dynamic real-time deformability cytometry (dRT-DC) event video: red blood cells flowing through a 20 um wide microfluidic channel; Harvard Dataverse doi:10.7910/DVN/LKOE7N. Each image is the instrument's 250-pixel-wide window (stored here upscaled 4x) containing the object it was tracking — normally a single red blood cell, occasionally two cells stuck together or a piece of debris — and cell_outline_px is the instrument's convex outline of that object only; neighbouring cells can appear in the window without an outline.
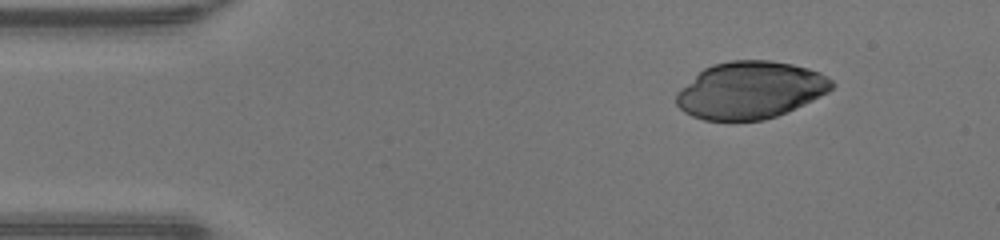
{"species": "human", "species_latin": "Homo sapiens", "temperature_condition": "warm", "stored_images_in_passage": 43, "camera_frame_rate_fps": 3000, "um_per_image_px": 0.085, "donor": {"sex": "male"}, "frame": {"image": 1, "passage_image": 1, "time_ms": 0.0, "image_size_px": [1000, 240], "cell_outline_px": [[836, 84], [828, 92], [804, 104], [776, 116], [764, 120], [704, 120], [692, 116], [684, 112], [676, 104], [676, 92], [704, 68], [712, 64], [732, 60], [768, 60], [792, 64], [808, 68], [820, 72], [828, 76]], "centroid_in_image_um": [63.78, 7.66], "position_along_channel_um": 21.2, "area_um2": 51.73}}
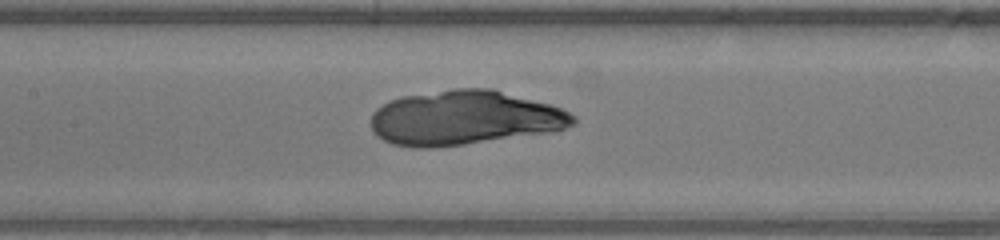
{"frame": {"image": 2, "passage_image": 17, "time_ms": 5.333, "image_size_px": [1000, 240], "cell_outline_px": [[576, 124], [552, 132], [464, 144], [432, 148], [412, 148], [392, 144], [376, 136], [372, 132], [372, 112], [376, 108], [388, 100], [404, 96], [452, 88], [492, 88], [548, 104], [560, 108], [576, 116]], "centroid_in_image_um": [39.45, 10.02], "position_along_channel_um": 168.0, "area_um2": 64.39}}
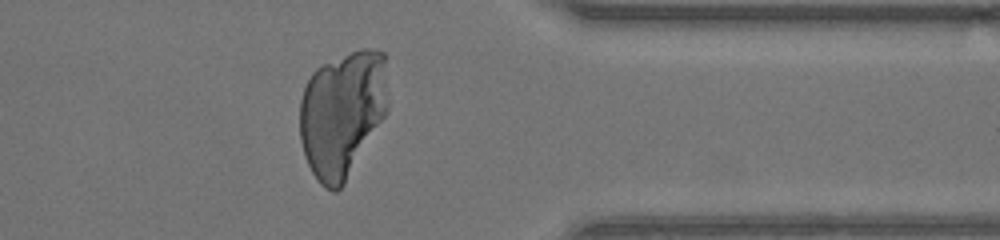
{"frame": {"image": 3, "passage_image": 33, "time_ms": 10.667, "image_size_px": [1000, 240], "cell_outline_px": [[388, 112], [344, 184], [336, 192], [332, 192], [324, 188], [320, 184], [312, 172], [308, 164], [300, 140], [300, 100], [304, 88], [312, 72], [316, 68], [324, 64], [360, 48], [376, 48], [384, 52], [388, 100]], "centroid_in_image_um": [29.11, 9.66], "position_along_channel_um": 382.3, "area_um2": 65.37}}